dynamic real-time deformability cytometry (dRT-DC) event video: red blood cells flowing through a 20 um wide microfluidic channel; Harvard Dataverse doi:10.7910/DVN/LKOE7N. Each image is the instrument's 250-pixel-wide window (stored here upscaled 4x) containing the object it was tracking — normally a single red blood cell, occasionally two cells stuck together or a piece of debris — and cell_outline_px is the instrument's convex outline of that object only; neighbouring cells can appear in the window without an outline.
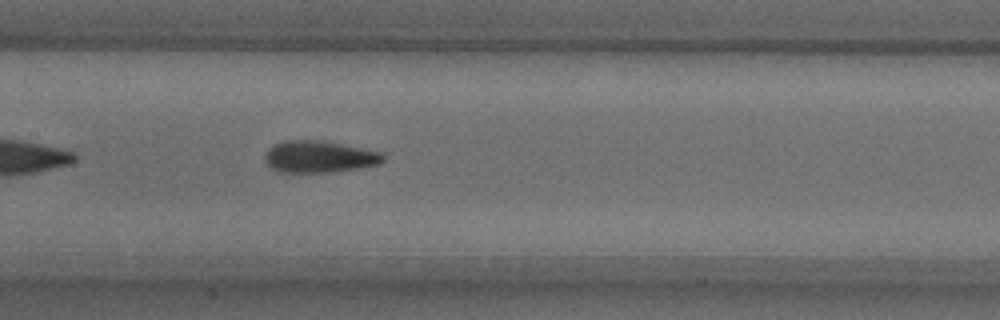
{"species": "common noctule bat (a hibernating species)", "species_latin": "Nyctalus noctula", "temperature_condition": "warm", "stored_images_in_passage": 38, "camera_frame_rate_fps": 3000, "um_per_image_px": 0.085, "animal": {"sex": "male", "body_mass_g": 18.8}, "frame": {"image": 1, "passage_image": 12, "time_ms": 3.667, "image_size_px": [1000, 320], "cell_outline_px": [[384, 160], [380, 164], [356, 168], [328, 172], [276, 172], [264, 160], [264, 156], [268, 148], [272, 144], [284, 140], [316, 140], [340, 144], [384, 152]], "centroid_in_image_um": [27.09, 13.32], "position_along_channel_um": 180.3, "area_um2": 21.91}}
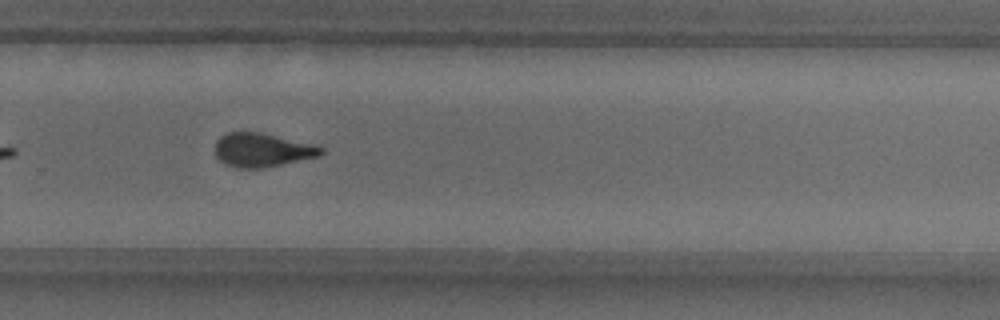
{"frame": {"image": 2, "passage_image": 22, "time_ms": 7.0, "image_size_px": [1000, 320], "cell_outline_px": [[324, 152], [320, 156], [260, 168], [236, 168], [224, 164], [216, 156], [216, 140], [220, 136], [228, 132], [260, 132], [312, 144], [324, 148]], "centroid_in_image_um": [22.26, 12.75], "position_along_channel_um": 307.5, "area_um2": 20.69}, "authors_computed_cell_mechanics": {"area_um2": 21.7039, "velocity_mm_per_s": 3.834, "shape_relaxation_time_tau1_ms": 9.7741, "shape_relaxation_time_tau2_ms": 1.7702, "deformation_change_tau1": 0.2577, "deformation_change_tau2": 0.0923}}